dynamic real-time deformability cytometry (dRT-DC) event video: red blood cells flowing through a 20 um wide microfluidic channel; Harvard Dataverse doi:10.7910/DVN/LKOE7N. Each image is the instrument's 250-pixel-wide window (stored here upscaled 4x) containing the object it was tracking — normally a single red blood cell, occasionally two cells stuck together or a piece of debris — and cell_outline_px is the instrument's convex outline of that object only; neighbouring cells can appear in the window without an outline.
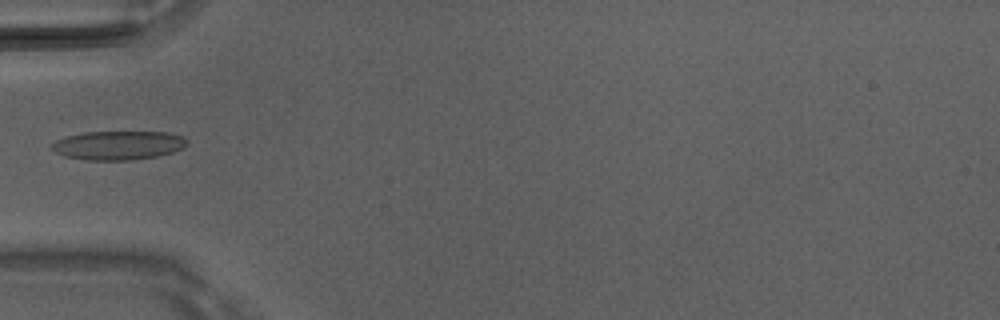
{"species": "Egyptian fruit bat (a non-hibernating species)", "species_latin": "Rousettus aegyptiacus", "temperature_condition": "room temperature", "stored_images_in_passage": 6, "camera_frame_rate_fps": 3000, "um_per_image_px": 0.085, "animal": {"sex": "male"}, "frame": {"image": 1, "passage_image": 5, "time_ms": 1.333, "image_size_px": [1000, 320], "cell_outline_px": [[188, 144], [184, 148], [172, 152], [156, 156], [132, 160], [88, 160], [64, 156], [48, 148], [56, 140], [68, 136], [84, 132], [168, 132], [180, 136], [188, 140]], "centroid_in_image_um": [10.05, 12.35], "position_along_channel_um": 75.0, "area_um2": 22.77}}